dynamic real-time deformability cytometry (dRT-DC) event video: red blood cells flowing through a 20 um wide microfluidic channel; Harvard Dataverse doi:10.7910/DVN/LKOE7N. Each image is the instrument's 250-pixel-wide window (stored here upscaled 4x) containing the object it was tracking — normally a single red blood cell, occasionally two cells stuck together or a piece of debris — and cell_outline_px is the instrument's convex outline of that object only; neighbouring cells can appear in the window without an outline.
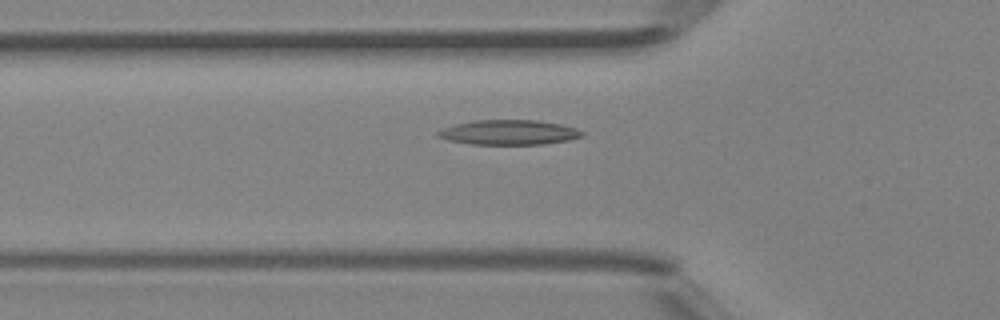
{"species": "Egyptian fruit bat (a non-hibernating species)", "species_latin": "Rousettus aegyptiacus", "temperature_condition": "room temperature", "stored_images_in_passage": 38, "segment_of_instrument_passage": [1, 2], "camera_frame_rate_fps": 3000, "um_per_image_px": 0.085, "animal": {"sex": "female"}, "frame": {"image": 1, "passage_image": 7, "time_ms": 2.0, "image_size_px": [1000, 320], "cell_outline_px": [[584, 136], [568, 140], [544, 144], [472, 144], [448, 140], [436, 136], [436, 132], [444, 128], [456, 124], [476, 120], [536, 120], [560, 124], [576, 128], [584, 132]], "centroid_in_image_um": [43.27, 11.25], "position_along_channel_um": 82.5, "area_um2": 20.75}}
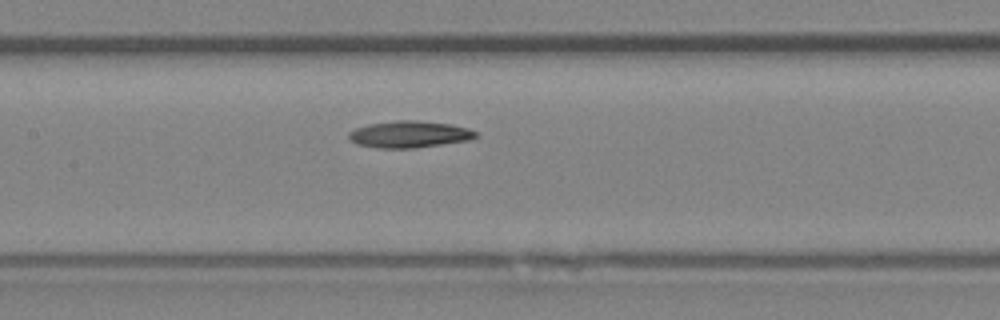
{"frame": {"image": 2, "passage_image": 13, "time_ms": 4.0, "image_size_px": [1000, 320], "cell_outline_px": [[476, 136], [468, 140], [412, 148], [376, 148], [356, 144], [348, 140], [348, 132], [356, 128], [368, 124], [396, 120], [416, 120], [452, 124], [468, 128], [476, 132]], "centroid_in_image_um": [34.73, 11.41], "position_along_channel_um": 172.7, "area_um2": 19.77}}
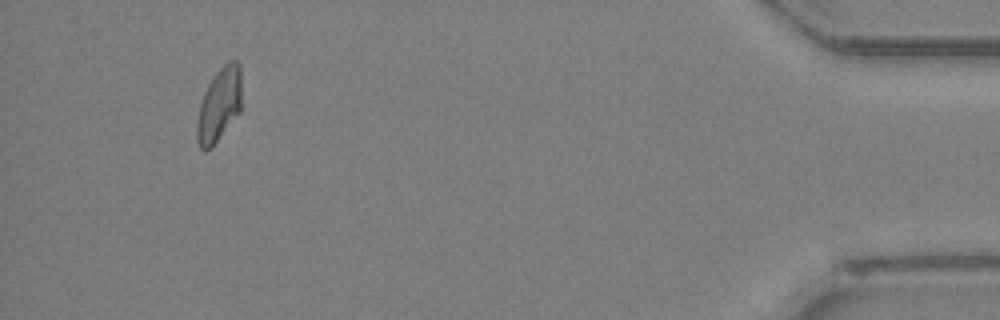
{"frame": {"image": 3, "passage_image": 34, "time_ms": 11.0, "image_size_px": [1000, 320], "cell_outline_px": [[240, 112], [212, 148], [204, 152], [200, 148], [196, 140], [196, 124], [200, 104], [204, 92], [208, 84], [216, 72], [228, 60], [236, 60], [240, 64]], "centroid_in_image_um": [18.61, 8.94], "position_along_channel_um": 416.6, "area_um2": 19.31}}